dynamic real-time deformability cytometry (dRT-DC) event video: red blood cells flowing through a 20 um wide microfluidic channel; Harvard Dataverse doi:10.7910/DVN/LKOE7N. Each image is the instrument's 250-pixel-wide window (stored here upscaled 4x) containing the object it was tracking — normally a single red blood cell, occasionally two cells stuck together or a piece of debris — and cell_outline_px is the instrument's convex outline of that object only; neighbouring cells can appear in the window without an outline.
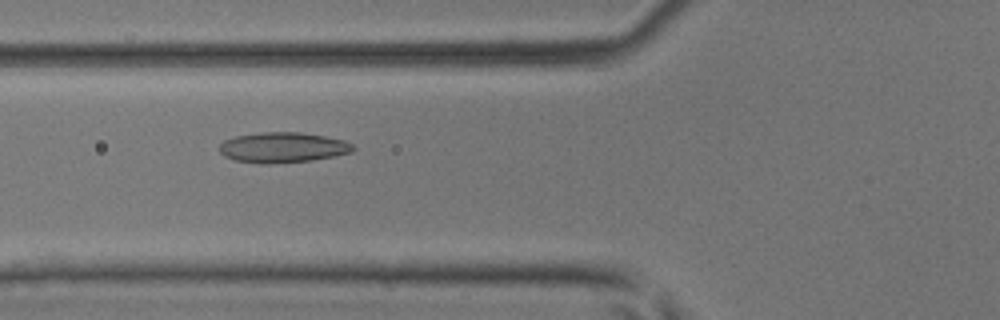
{"species": "common noctule bat (a hibernating species)", "species_latin": "Nyctalus noctula", "temperature_condition": "room temperature", "stored_images_in_passage": 48, "camera_frame_rate_fps": 3000, "um_per_image_px": 0.085, "animal": {"sex": "male", "body_mass_g": 17.9, "forearm_length_mm": 54.2}, "frame": {"image": 1, "passage_image": 19, "time_ms": 6.0, "image_size_px": [1000, 320], "cell_outline_px": [[356, 148], [352, 152], [312, 160], [268, 164], [260, 164], [236, 160], [224, 156], [220, 152], [220, 144], [224, 140], [236, 136], [260, 132], [300, 132], [324, 136], [344, 140], [352, 144]], "centroid_in_image_um": [24.03, 12.53], "position_along_channel_um": 101.8, "area_um2": 23.58}}
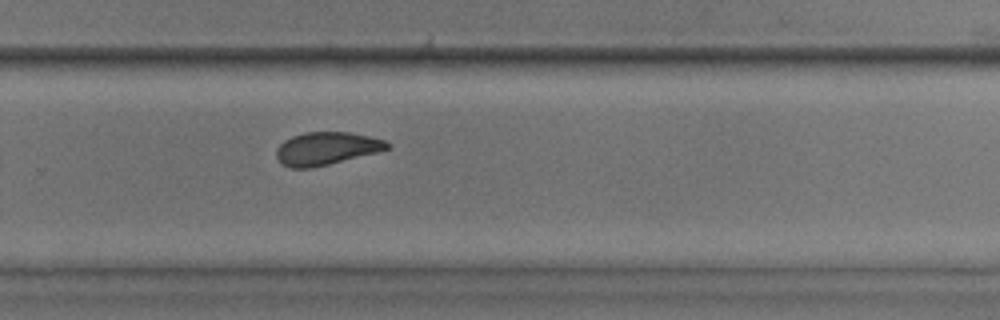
{"frame": {"image": 2, "passage_image": 33, "time_ms": 10.667, "image_size_px": [1000, 320], "cell_outline_px": [[392, 144], [388, 148], [376, 152], [312, 168], [292, 168], [280, 164], [276, 156], [276, 148], [284, 140], [292, 136], [304, 132], [348, 132], [368, 136], [384, 140]], "centroid_in_image_um": [27.69, 12.62], "position_along_channel_um": 302.1, "area_um2": 21.1}}
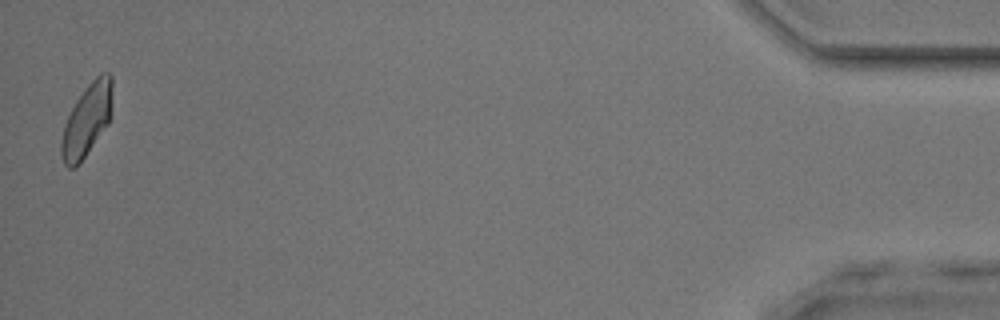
{"frame": {"image": 3, "passage_image": 48, "time_ms": 15.667, "image_size_px": [1000, 320], "cell_outline_px": [[112, 88], [108, 124], [84, 156], [72, 168], [68, 168], [64, 164], [60, 152], [60, 144], [64, 124], [76, 100], [88, 84], [100, 72], [108, 72], [112, 76]], "centroid_in_image_um": [7.36, 10.16], "position_along_channel_um": 427.8, "area_um2": 20.98}}